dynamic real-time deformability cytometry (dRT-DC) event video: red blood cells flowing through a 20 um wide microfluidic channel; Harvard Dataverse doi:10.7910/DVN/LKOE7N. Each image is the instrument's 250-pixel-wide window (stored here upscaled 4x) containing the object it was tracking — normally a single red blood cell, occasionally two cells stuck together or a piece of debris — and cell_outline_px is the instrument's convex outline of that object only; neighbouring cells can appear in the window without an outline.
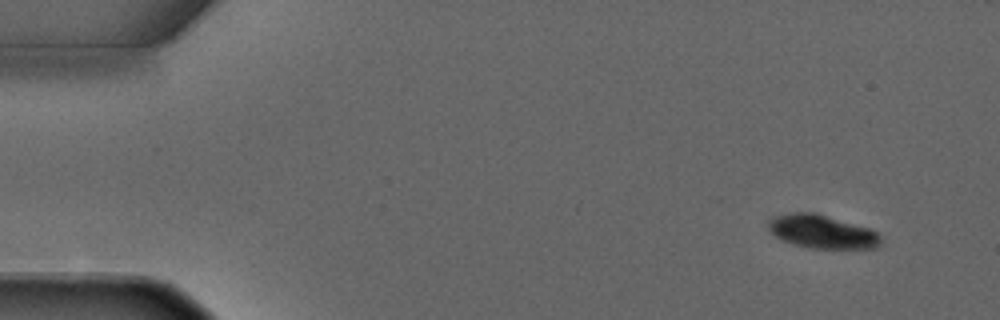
{"species": "common noctule bat (a hibernating species)", "species_latin": "Nyctalus noctula", "temperature_condition": "warm", "stored_images_in_passage": 3, "camera_frame_rate_fps": 3000, "um_per_image_px": 0.085, "animal": {"sex": "male", "forearm_length_mm": 52.5}, "frame": {"image": 1, "passage_image": 1, "time_ms": 0.0, "image_size_px": [1000, 320], "cell_outline_px": [[880, 244], [876, 248], [808, 248], [792, 244], [776, 236], [768, 228], [768, 220], [772, 216], [792, 212], [812, 212], [868, 228], [876, 232], [880, 236]], "centroid_in_image_um": [69.83, 19.69], "position_along_channel_um": 15.2, "area_um2": 21.62}}